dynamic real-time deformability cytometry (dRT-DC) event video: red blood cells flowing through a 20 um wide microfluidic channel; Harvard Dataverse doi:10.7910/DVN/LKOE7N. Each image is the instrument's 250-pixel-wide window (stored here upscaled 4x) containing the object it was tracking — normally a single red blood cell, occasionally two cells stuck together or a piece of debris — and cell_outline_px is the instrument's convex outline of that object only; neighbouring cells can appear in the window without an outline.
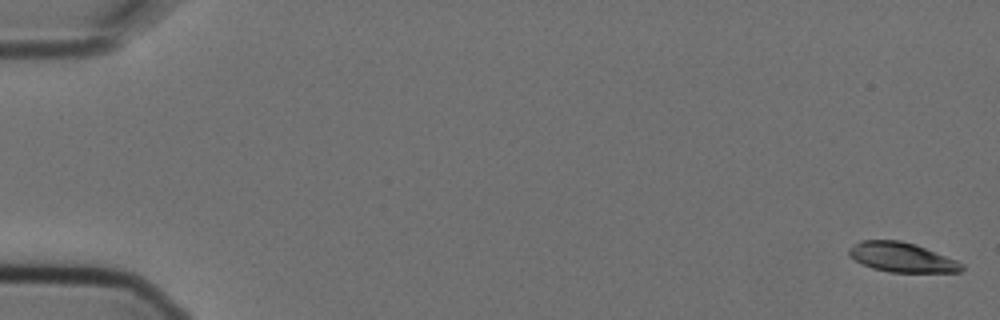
{"species": "Egyptian fruit bat (a non-hibernating species)", "species_latin": "Rousettus aegyptiacus", "temperature_condition": "cold", "stored_images_in_passage": 5, "camera_frame_rate_fps": 3000, "um_per_image_px": 0.085, "animal": {"sex": "female"}, "frame": {"image": 1, "passage_image": 1, "time_ms": 0.0, "image_size_px": [1000, 320], "cell_outline_px": [[964, 268], [960, 272], [888, 272], [872, 268], [848, 256], [848, 248], [860, 240], [900, 240], [916, 244], [956, 260], [964, 264]], "centroid_in_image_um": [76.65, 21.86], "position_along_channel_um": 8.4, "area_um2": 19.48}}
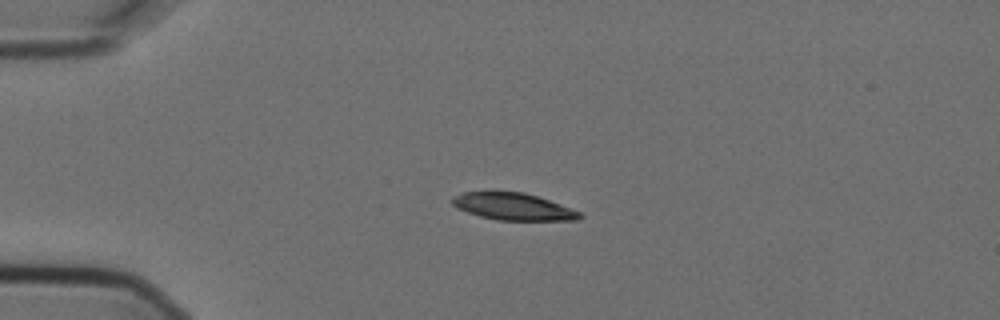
{"frame": {"image": 2, "passage_image": 4, "time_ms": 1.0, "image_size_px": [1000, 320], "cell_outline_px": [[584, 216], [580, 220], [496, 220], [480, 216], [456, 208], [452, 204], [452, 196], [464, 192], [524, 192], [560, 204], [580, 212]], "centroid_in_image_um": [43.62, 17.57], "position_along_channel_um": 41.4, "area_um2": 19.94}}